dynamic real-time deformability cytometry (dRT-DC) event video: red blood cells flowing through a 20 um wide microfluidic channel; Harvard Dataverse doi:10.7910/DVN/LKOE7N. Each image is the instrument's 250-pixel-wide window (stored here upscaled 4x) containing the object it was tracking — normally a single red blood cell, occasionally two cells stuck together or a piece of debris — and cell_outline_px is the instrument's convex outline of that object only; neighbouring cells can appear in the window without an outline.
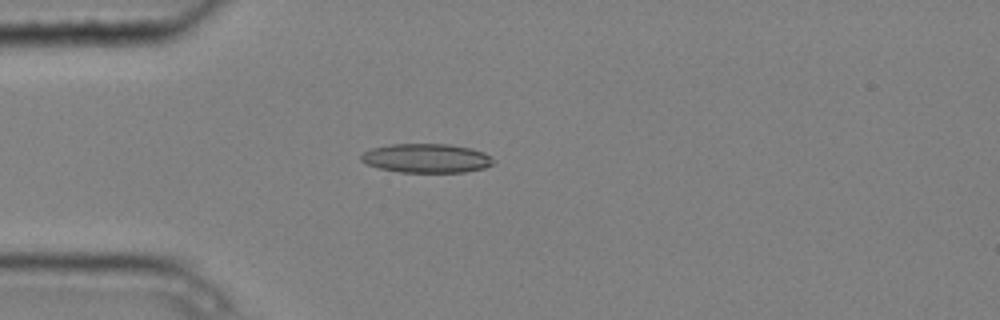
{"species": "common noctule bat (a hibernating species)", "species_latin": "Nyctalus noctula", "temperature_condition": "cold", "stored_images_in_passage": 5, "camera_frame_rate_fps": 3000, "um_per_image_px": 0.085, "animal": {"sex": "male", "body_mass_g": 20.4}, "frame": {"image": 1, "passage_image": 5, "time_ms": 1.333, "image_size_px": [1000, 320], "cell_outline_px": [[492, 164], [484, 168], [464, 172], [400, 172], [380, 168], [368, 164], [360, 160], [360, 156], [364, 152], [372, 148], [392, 144], [448, 144], [472, 148], [484, 152], [492, 156]], "centroid_in_image_um": [36.26, 13.44], "position_along_channel_um": 48.7, "area_um2": 22.31}}